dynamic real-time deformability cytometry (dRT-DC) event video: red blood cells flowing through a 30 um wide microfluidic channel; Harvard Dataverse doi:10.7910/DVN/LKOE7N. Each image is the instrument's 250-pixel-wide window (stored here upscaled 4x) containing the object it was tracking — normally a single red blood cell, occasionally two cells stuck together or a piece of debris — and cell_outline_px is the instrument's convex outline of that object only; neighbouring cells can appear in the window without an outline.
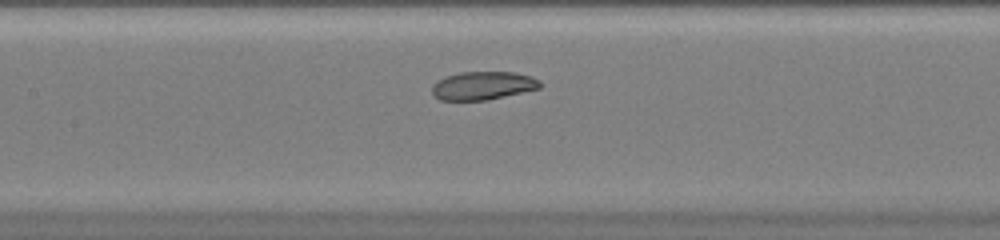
{"species": "common noctule bat (a hibernating species)", "species_latin": "Nyctalus noctula", "temperature_condition": "warm", "stored_images_in_passage": 35, "camera_frame_rate_fps": 3000, "um_per_image_px": 0.085, "animal": {"sex": "female", "body_mass_g": 20.0, "forearm_length_mm": 54.0}, "frame": {"image": 1, "passage_image": 13, "time_ms": 4.0, "image_size_px": [1000, 240], "cell_outline_px": [[540, 88], [488, 100], [440, 100], [432, 96], [432, 84], [436, 80], [444, 76], [460, 72], [516, 72], [532, 76], [540, 80]], "centroid_in_image_um": [41.01, 7.27], "position_along_channel_um": 166.4, "area_um2": 18.03}}
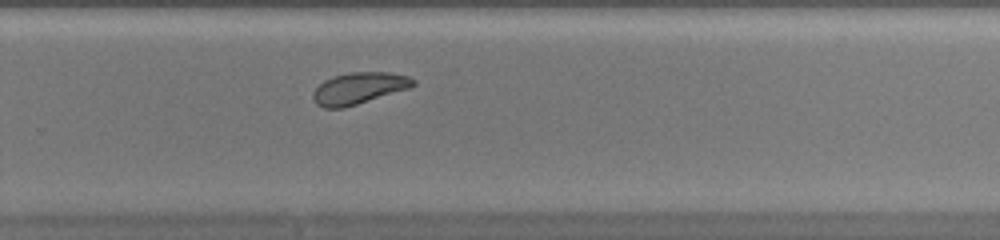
{"frame": {"image": 2, "passage_image": 23, "time_ms": 7.333, "image_size_px": [1000, 240], "cell_outline_px": [[416, 84], [408, 88], [344, 108], [324, 108], [316, 104], [312, 96], [312, 92], [324, 80], [332, 76], [348, 72], [388, 72], [408, 76], [416, 80]], "centroid_in_image_um": [30.47, 7.49], "position_along_channel_um": 299.3, "area_um2": 18.38}}
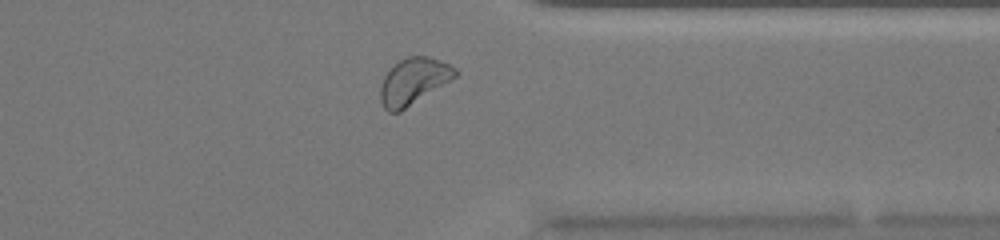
{"frame": {"image": 3, "passage_image": 29, "time_ms": 9.333, "image_size_px": [1000, 240], "cell_outline_px": [[456, 76], [400, 112], [388, 112], [384, 108], [380, 100], [380, 88], [384, 76], [400, 60], [408, 56], [428, 56], [448, 64], [456, 68]], "centroid_in_image_um": [35.12, 6.92], "position_along_channel_um": 376.3, "area_um2": 19.77}, "authors_computed_cell_mechanics": {"area_um2": 18.7272, "velocity_mm_per_s": 4.0013, "shape_relaxation_time_tau1_ms": 8.3229, "shape_relaxation_time_tau2_ms": 5.0309, "deformation_change_tau1": 0.1499, "deformation_change_tau2": 0.0892}}